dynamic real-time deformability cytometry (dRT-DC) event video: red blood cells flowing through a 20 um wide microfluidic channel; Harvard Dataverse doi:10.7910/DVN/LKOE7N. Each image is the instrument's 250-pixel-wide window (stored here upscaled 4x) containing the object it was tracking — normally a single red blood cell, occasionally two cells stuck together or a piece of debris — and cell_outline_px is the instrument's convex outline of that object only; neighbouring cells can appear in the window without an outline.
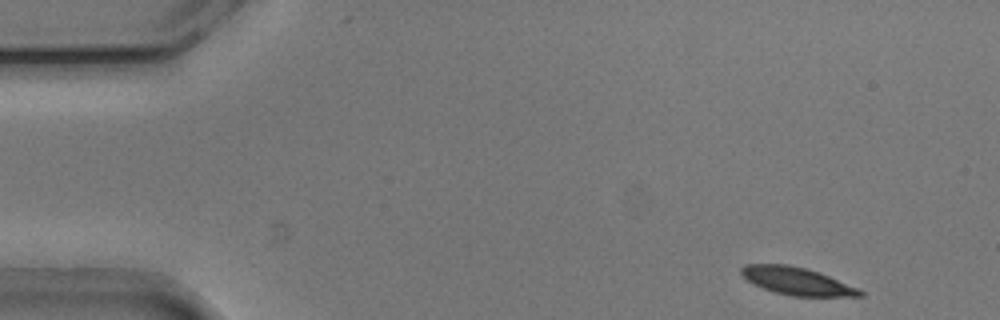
{"species": "common noctule bat (a hibernating species)", "species_latin": "Nyctalus noctula", "temperature_condition": "cold", "stored_images_in_passage": 50, "camera_frame_rate_fps": 3000, "um_per_image_px": 0.085, "animal": {"sex": "male", "body_mass_g": 20.5, "forearm_length_mm": 52.5}, "frame": {"image": 1, "passage_image": 1, "time_ms": 0.0, "image_size_px": [1000, 320], "cell_outline_px": [[864, 296], [792, 296], [776, 292], [752, 284], [740, 272], [740, 268], [744, 264], [788, 264], [808, 268], [820, 272], [860, 288], [864, 292]], "centroid_in_image_um": [67.77, 23.88], "position_along_channel_um": 17.2, "area_um2": 19.25}}
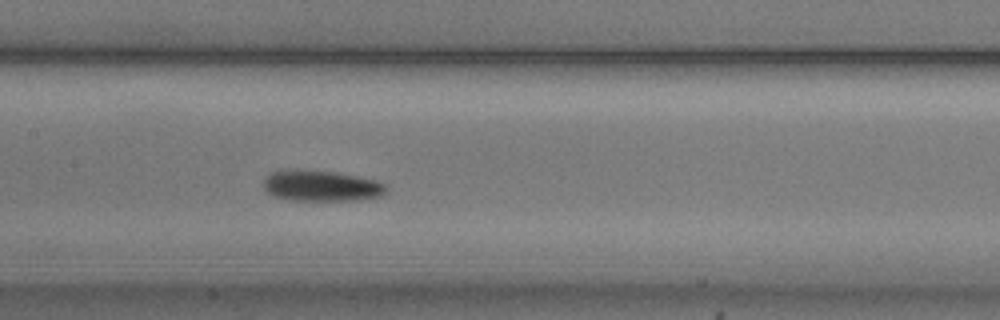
{"frame": {"image": 2, "passage_image": 22, "time_ms": 7.0, "image_size_px": [1000, 320], "cell_outline_px": [[388, 192], [380, 196], [356, 200], [288, 200], [272, 196], [264, 188], [264, 180], [272, 172], [280, 168], [288, 168], [336, 172], [376, 180], [384, 184], [388, 188]], "centroid_in_image_um": [27.28, 15.78], "position_along_channel_um": 180.1, "area_um2": 22.37}}
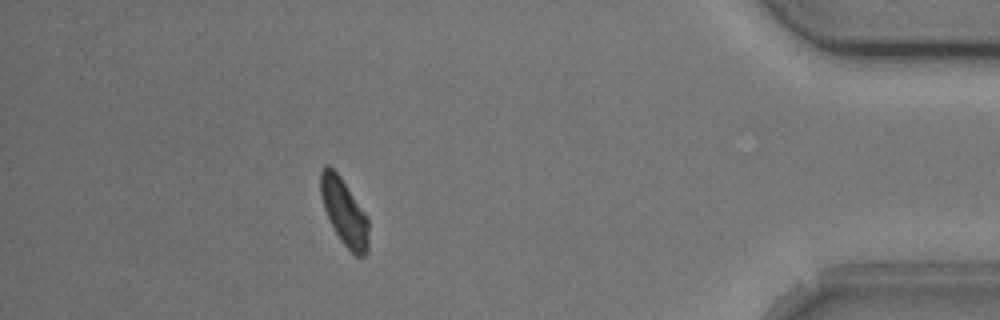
{"frame": {"image": 3, "passage_image": 44, "time_ms": 14.333, "image_size_px": [1000, 320], "cell_outline_px": [[368, 252], [364, 256], [356, 256], [340, 240], [324, 208], [320, 192], [320, 172], [328, 164], [340, 176], [368, 216]], "centroid_in_image_um": [29.28, 18.02], "position_along_channel_um": 405.9, "area_um2": 18.38}, "authors_computed_cell_mechanics": {"area_um2": 20.2878, "velocity_mm_per_s": 3.7359, "shape_relaxation_time_tau1_ms": 1.8219, "shape_relaxation_time_tau2_ms": null, "deformation_change_tau1": 0.0967, "deformation_change_tau2": null}}